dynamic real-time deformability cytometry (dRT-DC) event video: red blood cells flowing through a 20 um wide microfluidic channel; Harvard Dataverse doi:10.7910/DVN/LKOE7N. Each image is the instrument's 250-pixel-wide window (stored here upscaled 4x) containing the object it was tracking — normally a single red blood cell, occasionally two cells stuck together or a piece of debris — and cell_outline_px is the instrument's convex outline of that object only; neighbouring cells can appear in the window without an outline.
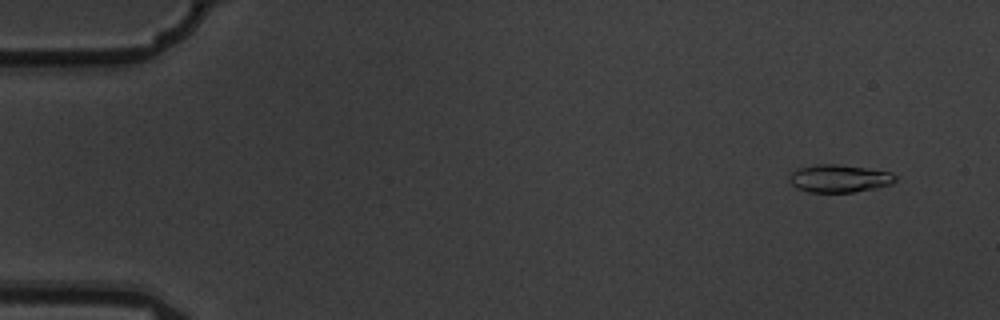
{"species": "common noctule bat (a hibernating species)", "species_latin": "Nyctalus noctula", "temperature_condition": "warm", "stored_images_in_passage": 6, "camera_frame_rate_fps": 3000, "um_per_image_px": 0.085, "animal": {"sex": "male", "body_mass_g": 19.5, "forearm_length_mm": 54.6}, "frame": {"image": 1, "passage_image": 2, "time_ms": 0.333, "image_size_px": [1000, 320], "cell_outline_px": [[896, 180], [892, 184], [876, 188], [852, 192], [808, 192], [796, 188], [788, 180], [788, 176], [796, 168], [816, 164], [840, 164], [892, 172], [896, 176]], "centroid_in_image_um": [71.31, 15.16], "position_along_channel_um": 13.7, "area_um2": 17.34}}
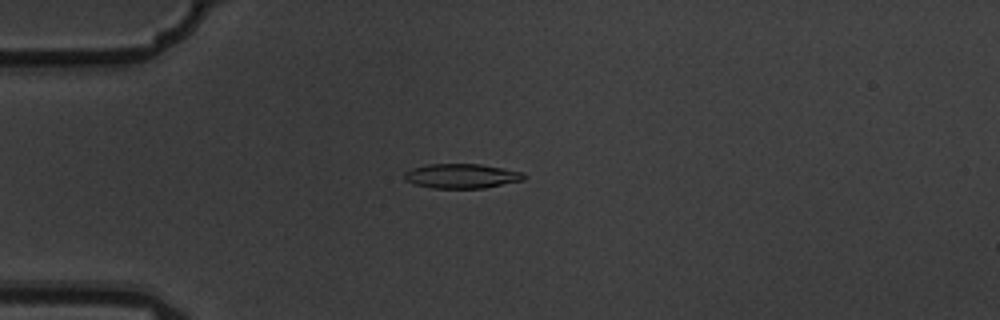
{"frame": {"image": 2, "passage_image": 5, "time_ms": 1.333, "image_size_px": [1000, 320], "cell_outline_px": [[528, 176], [524, 180], [484, 188], [432, 188], [416, 184], [404, 180], [404, 172], [412, 168], [428, 164], [480, 164], [524, 172]], "centroid_in_image_um": [39.26, 14.96], "position_along_channel_um": 45.7, "area_um2": 17.17}}